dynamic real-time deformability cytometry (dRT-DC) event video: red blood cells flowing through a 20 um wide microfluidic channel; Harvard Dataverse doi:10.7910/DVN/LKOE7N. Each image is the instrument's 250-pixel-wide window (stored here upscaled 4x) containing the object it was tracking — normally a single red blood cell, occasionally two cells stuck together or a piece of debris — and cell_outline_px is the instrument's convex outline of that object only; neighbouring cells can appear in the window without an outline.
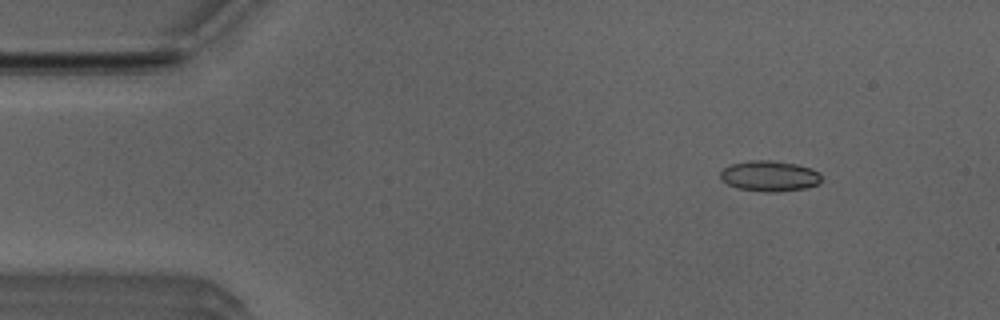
{"species": "Egyptian fruit bat (a non-hibernating species)", "species_latin": "Rousettus aegyptiacus", "temperature_condition": "room temperature", "stored_images_in_passage": 46, "camera_frame_rate_fps": 3000, "um_per_image_px": 0.085, "animal": {"sex": "male"}, "frame": {"image": 1, "passage_image": 1, "time_ms": 0.0, "image_size_px": [1000, 320], "cell_outline_px": [[820, 184], [804, 188], [776, 192], [764, 192], [736, 188], [728, 184], [720, 176], [720, 172], [724, 168], [732, 164], [752, 160], [772, 160], [796, 164], [812, 168], [820, 172]], "centroid_in_image_um": [65.43, 14.96], "position_along_channel_um": 19.6, "area_um2": 18.03}}
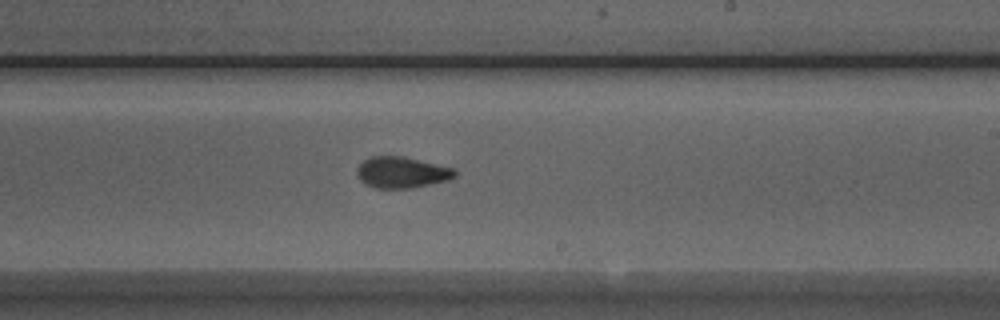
{"frame": {"image": 2, "passage_image": 25, "time_ms": 8.0, "image_size_px": [1000, 320], "cell_outline_px": [[456, 176], [448, 180], [412, 188], [376, 188], [364, 184], [360, 180], [356, 172], [360, 164], [364, 160], [372, 156], [400, 156], [456, 168]], "centroid_in_image_um": [34.16, 14.66], "position_along_channel_um": 254.8, "area_um2": 17.74}}
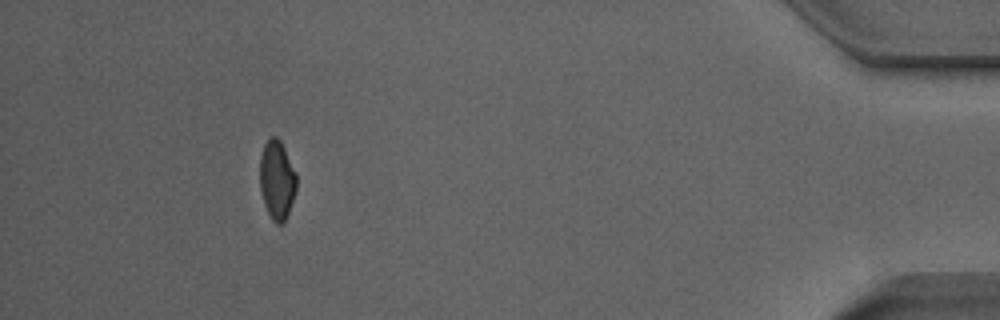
{"frame": {"image": 3, "passage_image": 42, "time_ms": 13.667, "image_size_px": [1000, 320], "cell_outline_px": [[296, 188], [288, 212], [284, 220], [280, 224], [276, 224], [272, 220], [264, 204], [260, 188], [260, 156], [264, 144], [272, 136], [276, 136], [280, 140], [296, 172]], "centroid_in_image_um": [23.53, 15.27], "position_along_channel_um": 411.7, "area_um2": 16.65}, "authors_computed_cell_mechanics": {"area_um2": 17.7735, "velocity_mm_per_s": 3.9515, "shape_relaxation_time_tau1_ms": 10.7718, "shape_relaxation_time_tau2_ms": 1.7031, "deformation_change_tau1": 0.1922, "deformation_change_tau2": 0.0633}}